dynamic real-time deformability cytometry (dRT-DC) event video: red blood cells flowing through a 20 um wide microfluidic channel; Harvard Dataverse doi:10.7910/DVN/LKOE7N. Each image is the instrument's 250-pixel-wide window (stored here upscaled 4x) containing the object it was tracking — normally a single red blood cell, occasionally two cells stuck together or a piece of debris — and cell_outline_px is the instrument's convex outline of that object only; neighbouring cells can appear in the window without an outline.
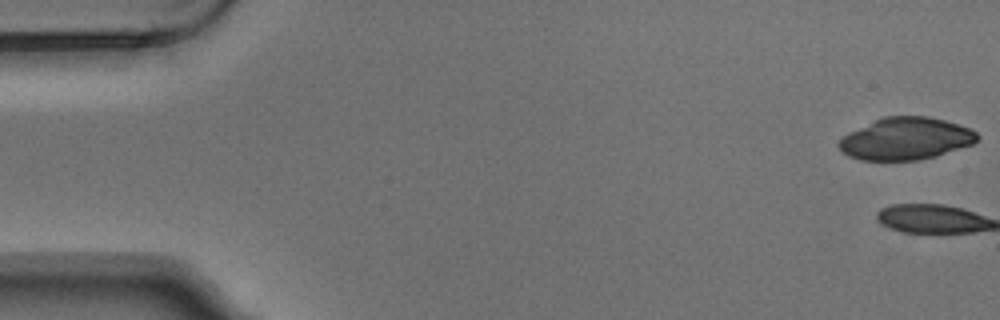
{"species": "Egyptian fruit bat (a non-hibernating species)", "species_latin": "Rousettus aegyptiacus", "temperature_condition": "warm", "stored_images_in_passage": 4, "camera_frame_rate_fps": 3000, "um_per_image_px": 0.085, "animal": {"sex": "male"}, "frame": {"image": 1, "passage_image": 1, "time_ms": 0.0, "image_size_px": [1000, 320], "cell_outline_px": [[980, 136], [972, 144], [936, 156], [916, 160], [860, 160], [848, 156], [836, 144], [848, 132], [884, 116], [928, 116], [960, 124], [972, 128]], "centroid_in_image_um": [77.0, 11.78], "position_along_channel_um": 8.0, "area_um2": 33.99}}